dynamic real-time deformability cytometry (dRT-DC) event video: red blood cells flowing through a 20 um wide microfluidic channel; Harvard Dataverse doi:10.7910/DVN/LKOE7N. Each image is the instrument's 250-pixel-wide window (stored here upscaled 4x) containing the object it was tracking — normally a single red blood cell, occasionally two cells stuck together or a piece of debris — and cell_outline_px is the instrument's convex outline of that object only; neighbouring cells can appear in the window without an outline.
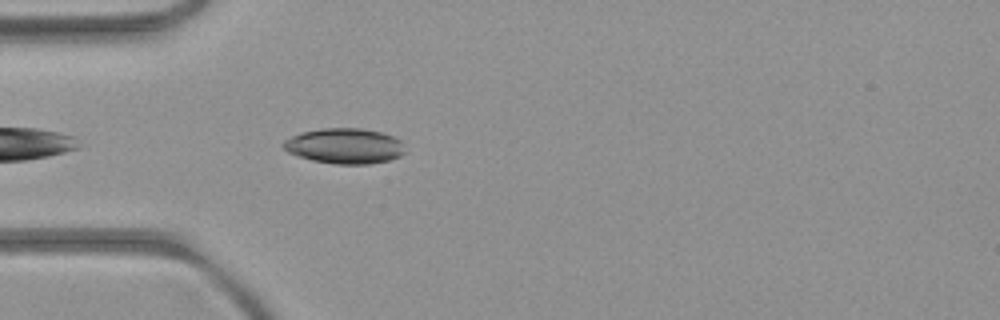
{"species": "common noctule bat (a hibernating species)", "species_latin": "Nyctalus noctula", "temperature_condition": "room temperature", "stored_images_in_passage": 2, "camera_frame_rate_fps": 3000, "um_per_image_px": 0.085, "animal": {"sex": "female", "body_mass_g": 21.9}, "frame": {"image": 1, "passage_image": 2, "time_ms": 2.0, "image_size_px": [1000, 320], "cell_outline_px": [[404, 152], [400, 156], [388, 160], [368, 164], [336, 164], [312, 160], [296, 156], [288, 152], [280, 144], [284, 140], [292, 136], [304, 132], [324, 128], [360, 128], [380, 132], [392, 136], [400, 140]], "centroid_in_image_um": [29.26, 12.41], "position_along_channel_um": 55.7, "area_um2": 24.91}}